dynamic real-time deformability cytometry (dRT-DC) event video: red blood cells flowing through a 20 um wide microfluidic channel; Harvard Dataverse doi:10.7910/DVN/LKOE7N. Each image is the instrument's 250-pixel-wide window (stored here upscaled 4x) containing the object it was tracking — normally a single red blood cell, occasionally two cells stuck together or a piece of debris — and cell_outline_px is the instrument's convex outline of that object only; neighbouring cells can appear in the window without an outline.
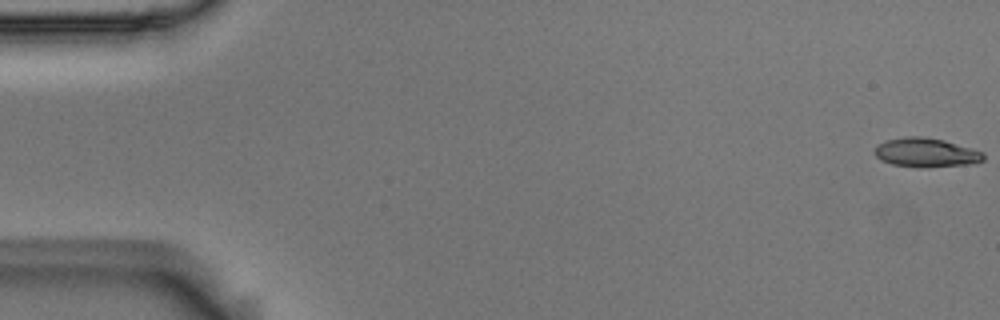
{"species": "Egyptian fruit bat (a non-hibernating species)", "species_latin": "Rousettus aegyptiacus", "temperature_condition": "room temperature", "stored_images_in_passage": 55, "camera_frame_rate_fps": 3000, "um_per_image_px": 0.085, "animal": {"sex": "male"}, "frame": {"image": 1, "passage_image": 1, "time_ms": 0.0, "image_size_px": [1000, 320], "cell_outline_px": [[984, 160], [972, 164], [892, 164], [880, 160], [872, 152], [876, 144], [888, 140], [908, 136], [924, 136], [944, 140], [984, 152]], "centroid_in_image_um": [78.67, 12.9], "position_along_channel_um": 6.3, "area_um2": 17.51}}
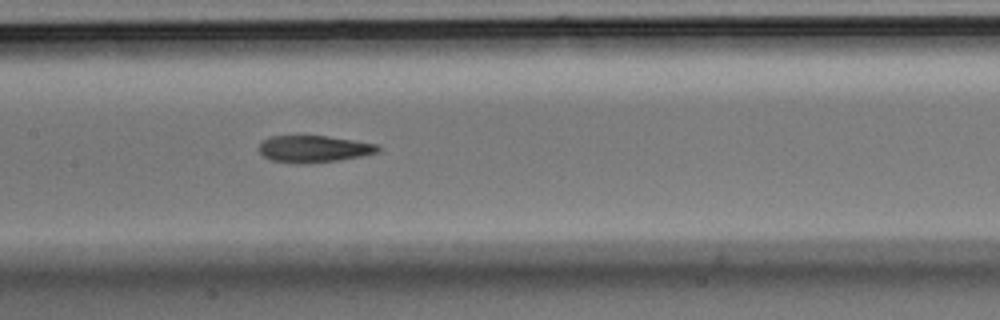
{"frame": {"image": 2, "passage_image": 27, "time_ms": 8.667, "image_size_px": [1000, 320], "cell_outline_px": [[380, 152], [340, 160], [304, 164], [296, 164], [272, 160], [264, 156], [260, 152], [260, 144], [268, 136], [328, 136], [376, 144], [380, 148]], "centroid_in_image_um": [26.68, 12.66], "position_along_channel_um": 180.7, "area_um2": 18.55}}
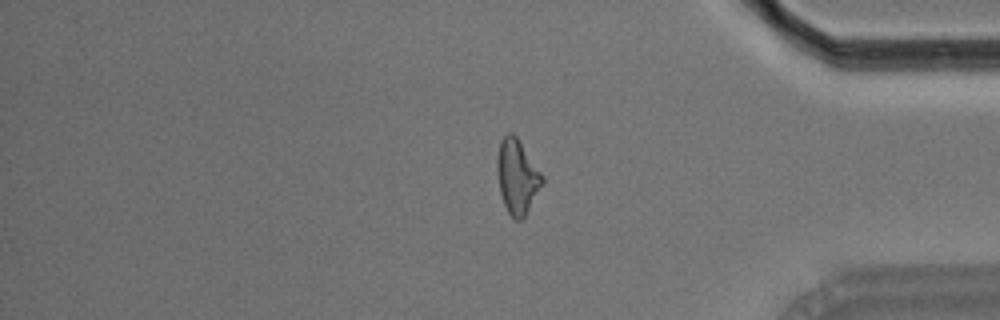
{"frame": {"image": 3, "passage_image": 46, "time_ms": 15.0, "image_size_px": [1000, 320], "cell_outline_px": [[544, 184], [524, 216], [520, 220], [516, 220], [508, 212], [504, 204], [500, 192], [496, 168], [496, 160], [500, 140], [508, 132], [512, 132], [516, 136], [544, 176]], "centroid_in_image_um": [43.96, 14.99], "position_along_channel_um": 391.2, "area_um2": 19.54}, "authors_computed_cell_mechanics": {"area_um2": 19.0162, "velocity_mm_per_s": 3.6734, "shape_relaxation_time_tau1_ms": 7.67, "shape_relaxation_time_tau2_ms": 3.02, "deformation_change_tau1": 0.2005, "deformation_change_tau2": 0.1255}}